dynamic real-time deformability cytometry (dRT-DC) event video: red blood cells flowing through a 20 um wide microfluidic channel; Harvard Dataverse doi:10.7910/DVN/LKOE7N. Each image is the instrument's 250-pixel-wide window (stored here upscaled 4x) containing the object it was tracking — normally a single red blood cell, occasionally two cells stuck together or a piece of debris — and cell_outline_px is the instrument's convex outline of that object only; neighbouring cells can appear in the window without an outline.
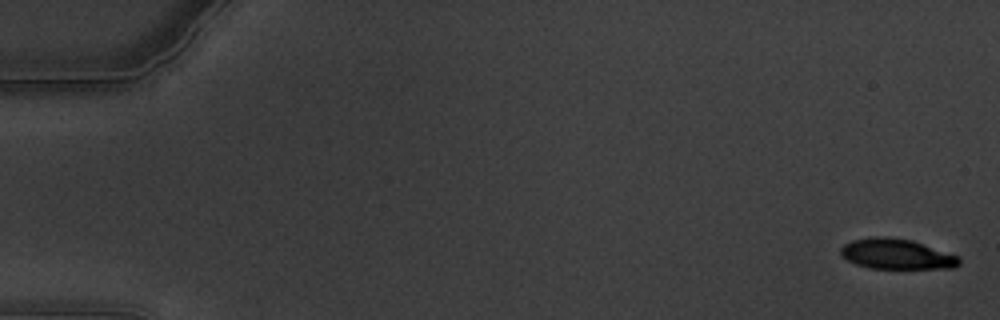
{"species": "common noctule bat (a hibernating species)", "species_latin": "Nyctalus noctula", "temperature_condition": "warm", "stored_images_in_passage": 62, "camera_frame_rate_fps": 3000, "um_per_image_px": 0.085, "animal": {"sex": "male", "body_mass_g": 19.5, "forearm_length_mm": 54.6}, "frame": {"image": 1, "passage_image": 2, "time_ms": 0.333, "image_size_px": [1000, 320], "cell_outline_px": [[960, 264], [952, 268], [868, 268], [856, 264], [848, 260], [840, 252], [840, 248], [844, 244], [852, 240], [872, 236], [888, 236], [912, 240], [960, 256]], "centroid_in_image_um": [76.22, 21.58], "position_along_channel_um": 8.8, "area_um2": 20.98}}
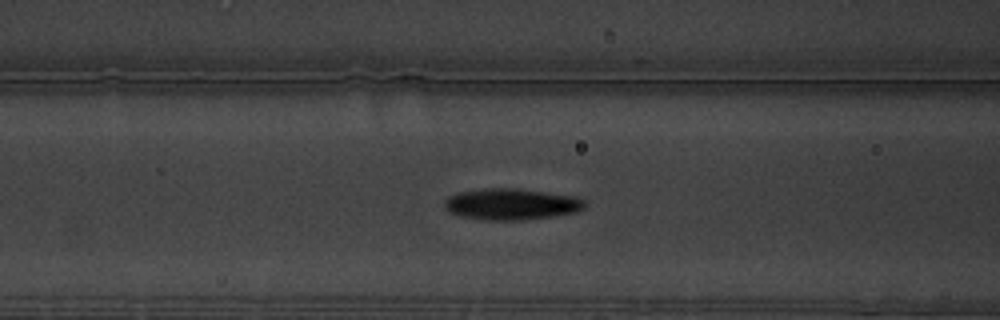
{"frame": {"image": 2, "passage_image": 26, "time_ms": 8.333, "image_size_px": [1000, 320], "cell_outline_px": [[584, 208], [576, 212], [552, 216], [524, 220], [484, 220], [460, 216], [448, 212], [444, 208], [444, 200], [448, 196], [460, 192], [488, 188], [516, 188], [572, 196], [584, 200]], "centroid_in_image_um": [43.4, 17.36], "position_along_channel_um": 123.2, "area_um2": 25.49}}
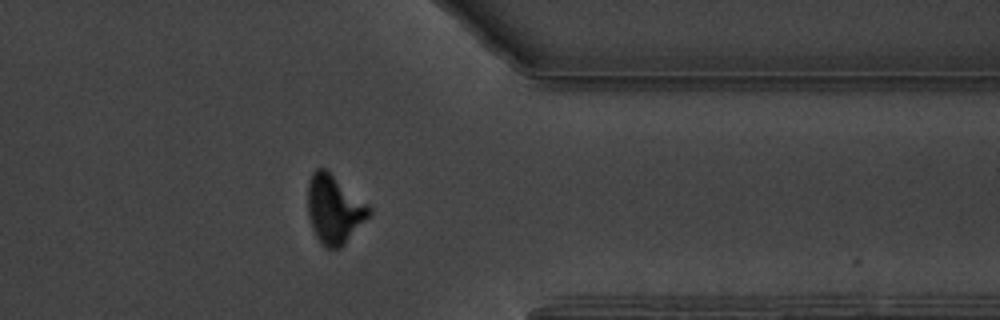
{"frame": {"image": 3, "passage_image": 50, "time_ms": 16.333, "image_size_px": [1000, 320], "cell_outline_px": [[372, 212], [344, 244], [340, 248], [328, 248], [320, 244], [312, 228], [308, 216], [308, 180], [312, 172], [316, 168], [324, 168], [368, 204], [372, 208]], "centroid_in_image_um": [28.38, 17.79], "position_along_channel_um": 383.0, "area_um2": 24.22}, "authors_computed_cell_mechanics": {"area_um2": 24.1315, "velocity_mm_per_s": 3.3619, "shape_relaxation_time_tau1_ms": 3.9376, "shape_relaxation_time_tau2_ms": 2.6779, "deformation_change_tau1": 0.1697, "deformation_change_tau2": 0.0864}}